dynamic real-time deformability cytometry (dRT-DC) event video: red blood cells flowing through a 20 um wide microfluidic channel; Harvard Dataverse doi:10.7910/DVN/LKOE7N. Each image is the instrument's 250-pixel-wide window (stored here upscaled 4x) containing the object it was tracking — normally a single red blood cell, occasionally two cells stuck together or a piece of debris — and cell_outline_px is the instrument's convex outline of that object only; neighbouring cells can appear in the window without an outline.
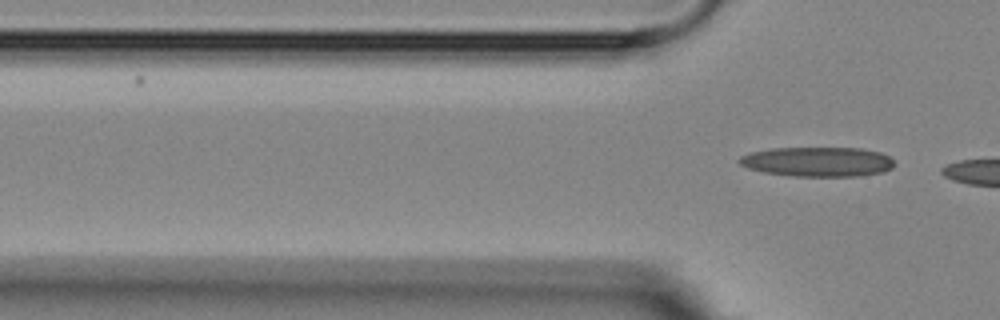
{"species": "Egyptian fruit bat (a non-hibernating species)", "species_latin": "Rousettus aegyptiacus", "temperature_condition": "room temperature", "stored_images_in_passage": 6, "segment_of_instrument_passage": [2, 2], "camera_frame_rate_fps": 3000, "um_per_image_px": 0.085, "animal": {"sex": "female"}, "frame": {"image": 1, "passage_image": 6, "time_ms": 5.667, "image_size_px": [1000, 320], "cell_outline_px": [[896, 164], [892, 168], [884, 172], [860, 176], [792, 176], [764, 172], [748, 168], [740, 164], [736, 160], [740, 156], [752, 152], [772, 148], [860, 148], [880, 152], [888, 156]], "centroid_in_image_um": [69.51, 13.75], "position_along_channel_um": 56.3, "area_um2": 26.88}}